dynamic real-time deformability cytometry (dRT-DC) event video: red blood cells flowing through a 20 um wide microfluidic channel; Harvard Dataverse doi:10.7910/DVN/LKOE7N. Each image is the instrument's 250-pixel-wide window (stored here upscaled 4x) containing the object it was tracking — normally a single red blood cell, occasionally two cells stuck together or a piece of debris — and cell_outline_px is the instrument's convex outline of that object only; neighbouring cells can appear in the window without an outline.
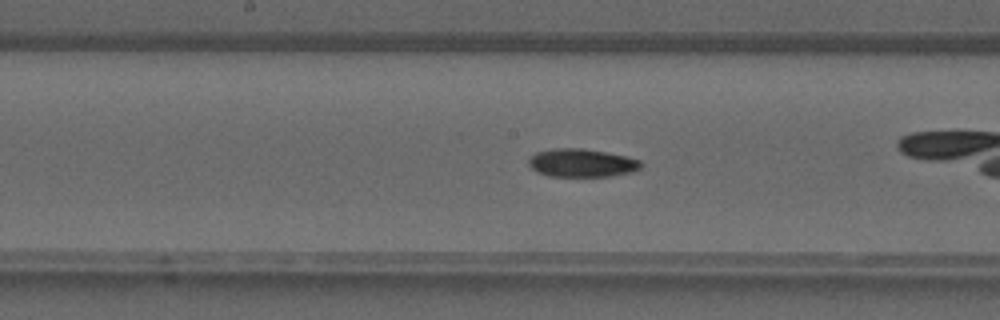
{"species": "common noctule bat (a hibernating species)", "species_latin": "Nyctalus noctula", "temperature_condition": "warm", "stored_images_in_passage": 12, "camera_frame_rate_fps": 3000, "um_per_image_px": 0.085, "animal": {"sex": "male", "forearm_length_mm": 52.5}, "frame": {"image": 1, "passage_image": 10, "time_ms": 3.0, "image_size_px": [1000, 320], "cell_outline_px": [[644, 164], [640, 168], [632, 172], [608, 176], [548, 176], [536, 172], [528, 164], [528, 156], [536, 152], [552, 148], [584, 148], [628, 156], [640, 160]], "centroid_in_image_um": [49.43, 13.83], "position_along_channel_um": 198.8, "area_um2": 18.73}}